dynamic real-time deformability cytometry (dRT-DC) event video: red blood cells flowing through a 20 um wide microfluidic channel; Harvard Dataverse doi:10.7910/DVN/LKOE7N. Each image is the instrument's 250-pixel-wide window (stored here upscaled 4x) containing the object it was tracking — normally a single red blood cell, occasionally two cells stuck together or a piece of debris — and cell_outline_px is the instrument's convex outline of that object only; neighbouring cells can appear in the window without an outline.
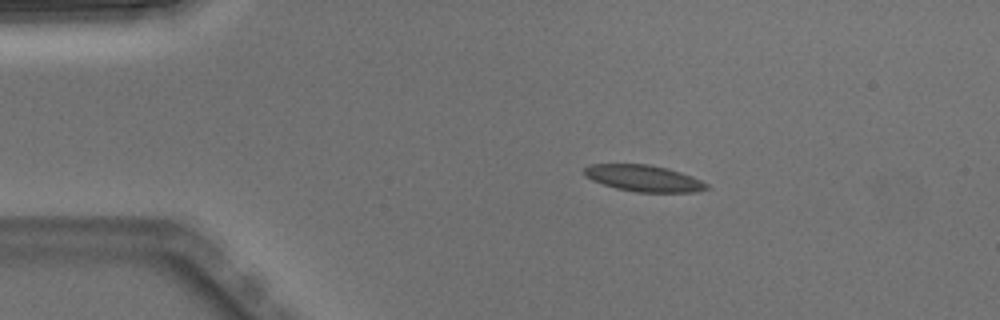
{"species": "Egyptian fruit bat (a non-hibernating species)", "species_latin": "Rousettus aegyptiacus", "temperature_condition": "warm", "stored_images_in_passage": 4, "segment_of_instrument_passage": [1, 2], "camera_frame_rate_fps": 3000, "um_per_image_px": 0.085, "animal": {"sex": "male"}, "frame": {"image": 1, "passage_image": 2, "time_ms": 0.333, "image_size_px": [1000, 320], "cell_outline_px": [[712, 188], [696, 192], [636, 192], [616, 188], [592, 180], [584, 176], [584, 168], [592, 164], [648, 164], [668, 168], [692, 176], [708, 184]], "centroid_in_image_um": [54.74, 15.16], "position_along_channel_um": 30.3, "area_um2": 18.9}}